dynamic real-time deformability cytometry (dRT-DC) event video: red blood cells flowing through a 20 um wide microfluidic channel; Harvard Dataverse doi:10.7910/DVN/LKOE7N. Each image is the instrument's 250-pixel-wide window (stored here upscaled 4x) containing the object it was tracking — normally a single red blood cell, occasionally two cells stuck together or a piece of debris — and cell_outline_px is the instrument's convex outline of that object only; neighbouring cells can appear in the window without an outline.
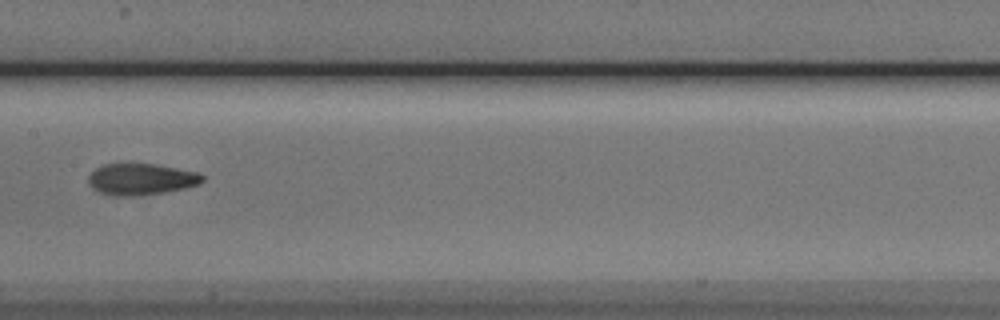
{"species": "Egyptian fruit bat (a non-hibernating species)", "species_latin": "Rousettus aegyptiacus", "temperature_condition": "cold", "stored_images_in_passage": 12, "camera_frame_rate_fps": 3000, "um_per_image_px": 0.085, "animal": {"sex": "male"}, "frame": {"image": 1, "passage_image": 9, "time_ms": 10.0, "image_size_px": [1000, 320], "cell_outline_px": [[204, 180], [200, 184], [184, 188], [164, 192], [132, 196], [112, 196], [100, 192], [92, 188], [88, 184], [88, 176], [96, 168], [104, 164], [156, 164], [196, 172], [204, 176]], "centroid_in_image_um": [11.97, 15.24], "position_along_channel_um": 195.4, "area_um2": 20.81}}
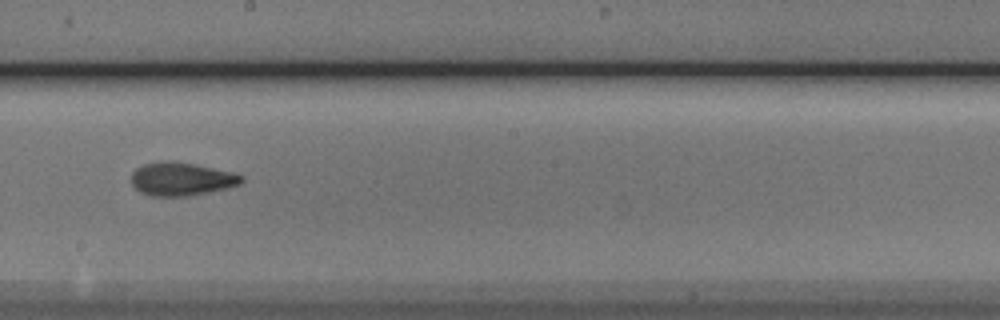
{"frame": {"image": 2, "passage_image": 10, "time_ms": 11.0, "image_size_px": [1000, 320], "cell_outline_px": [[244, 180], [240, 184], [224, 188], [188, 196], [152, 196], [140, 192], [132, 184], [132, 172], [136, 168], [144, 164], [164, 160], [172, 160], [196, 164], [244, 176]], "centroid_in_image_um": [15.37, 15.2], "position_along_channel_um": 232.8, "area_um2": 21.15}}